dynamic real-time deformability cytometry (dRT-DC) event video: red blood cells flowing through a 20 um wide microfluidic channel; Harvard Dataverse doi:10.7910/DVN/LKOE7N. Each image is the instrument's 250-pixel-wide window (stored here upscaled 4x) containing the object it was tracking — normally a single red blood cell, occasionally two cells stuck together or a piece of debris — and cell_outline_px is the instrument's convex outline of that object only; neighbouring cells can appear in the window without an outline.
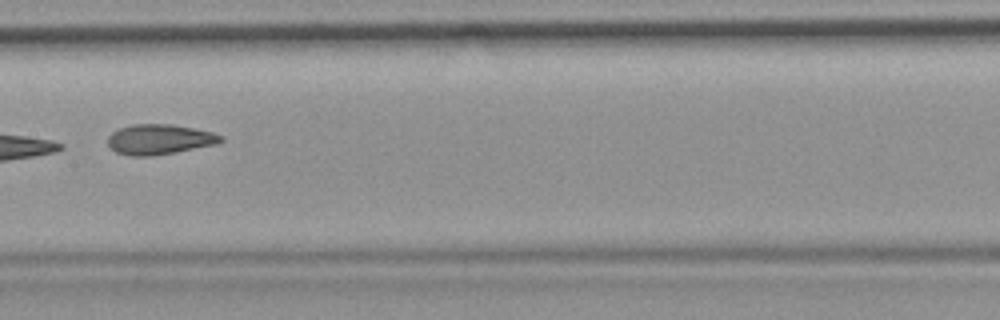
{"species": "common noctule bat (a hibernating species)", "species_latin": "Nyctalus noctula", "temperature_condition": "room temperature", "stored_images_in_passage": 9, "camera_frame_rate_fps": 3000, "um_per_image_px": 0.085, "animal": {"sex": "female", "body_mass_g": 19.9}, "frame": {"image": 1, "passage_image": 6, "time_ms": 1.667, "image_size_px": [1000, 320], "cell_outline_px": [[224, 140], [216, 144], [176, 152], [152, 156], [128, 156], [116, 152], [108, 144], [108, 136], [112, 132], [120, 128], [132, 124], [172, 124], [212, 132], [224, 136]], "centroid_in_image_um": [13.55, 11.85], "position_along_channel_um": 193.8, "area_um2": 19.88}}
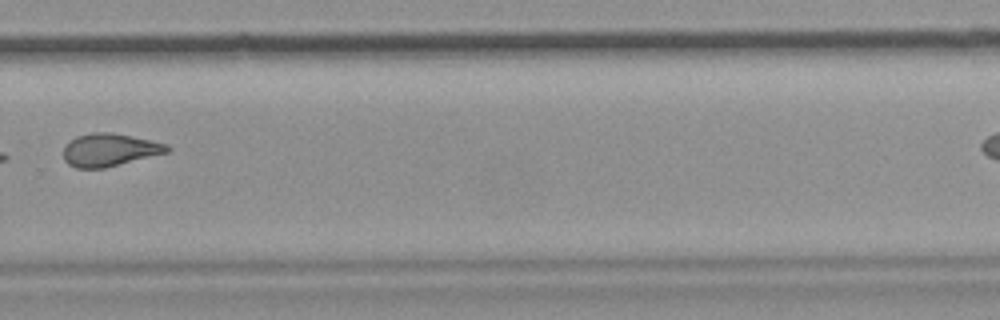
{"frame": {"image": 2, "passage_image": 9, "time_ms": 2.667, "image_size_px": [1000, 320], "cell_outline_px": [[172, 148], [168, 152], [104, 168], [76, 168], [68, 164], [64, 160], [64, 144], [76, 136], [92, 132], [112, 132], [168, 144]], "centroid_in_image_um": [9.29, 12.73], "position_along_channel_um": 320.5, "area_um2": 19.83}}